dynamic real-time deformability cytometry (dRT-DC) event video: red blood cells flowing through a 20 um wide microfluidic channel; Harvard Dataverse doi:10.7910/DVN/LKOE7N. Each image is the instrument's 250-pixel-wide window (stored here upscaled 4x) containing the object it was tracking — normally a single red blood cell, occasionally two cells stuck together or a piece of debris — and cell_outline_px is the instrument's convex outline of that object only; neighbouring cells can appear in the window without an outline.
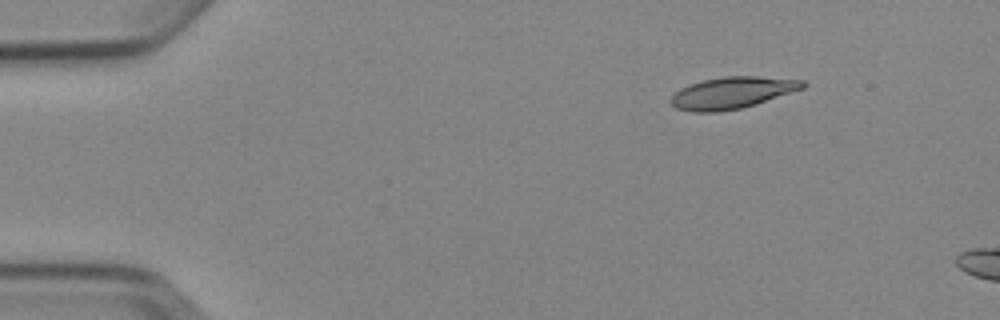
{"species": "Egyptian fruit bat (a non-hibernating species)", "species_latin": "Rousettus aegyptiacus", "temperature_condition": "cold", "stored_images_in_passage": 3, "camera_frame_rate_fps": 3000, "um_per_image_px": 0.085, "animal": {"sex": "female"}, "frame": {"image": 1, "passage_image": 2, "time_ms": 2.0, "image_size_px": [1000, 320], "cell_outline_px": [[808, 84], [804, 88], [756, 104], [740, 108], [716, 112], [692, 112], [676, 108], [668, 100], [680, 88], [688, 84], [704, 80], [724, 76], [756, 76], [804, 80]], "centroid_in_image_um": [62.23, 7.88], "position_along_channel_um": 22.8, "area_um2": 24.39}}